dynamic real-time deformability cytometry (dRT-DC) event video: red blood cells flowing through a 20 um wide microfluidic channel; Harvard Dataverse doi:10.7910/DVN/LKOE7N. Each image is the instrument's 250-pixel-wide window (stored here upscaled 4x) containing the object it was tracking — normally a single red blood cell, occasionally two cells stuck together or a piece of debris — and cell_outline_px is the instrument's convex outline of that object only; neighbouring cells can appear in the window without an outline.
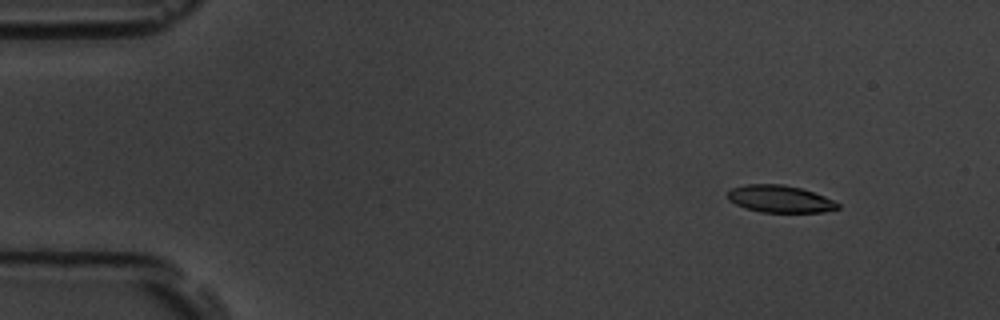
{"species": "common noctule bat (a hibernating species)", "species_latin": "Nyctalus noctula", "temperature_condition": "room temperature", "stored_images_in_passage": 4, "camera_frame_rate_fps": 3000, "um_per_image_px": 0.085, "animal": {"sex": "male", "body_mass_g": 19.5, "forearm_length_mm": 54.6}, "frame": {"image": 1, "passage_image": 1, "time_ms": 0.0, "image_size_px": [1000, 320], "cell_outline_px": [[840, 208], [824, 212], [760, 212], [744, 208], [728, 200], [728, 192], [732, 188], [744, 184], [784, 184], [800, 188], [824, 196], [840, 204]], "centroid_in_image_um": [66.28, 16.91], "position_along_channel_um": 18.7, "area_um2": 17.46}}
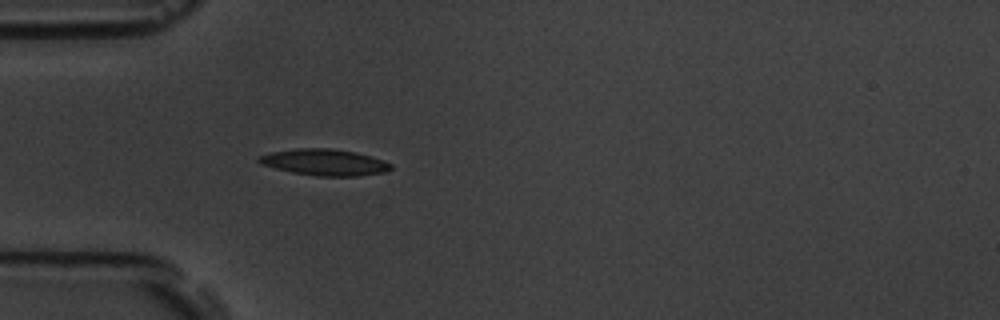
{"frame": {"image": 2, "passage_image": 4, "time_ms": 3.667, "image_size_px": [1000, 320], "cell_outline_px": [[392, 168], [384, 172], [356, 176], [316, 176], [292, 172], [260, 164], [256, 160], [256, 156], [272, 152], [296, 148], [332, 148], [356, 152], [372, 156], [384, 160], [392, 164]], "centroid_in_image_um": [27.57, 13.78], "position_along_channel_um": 57.4, "area_um2": 20.4}}